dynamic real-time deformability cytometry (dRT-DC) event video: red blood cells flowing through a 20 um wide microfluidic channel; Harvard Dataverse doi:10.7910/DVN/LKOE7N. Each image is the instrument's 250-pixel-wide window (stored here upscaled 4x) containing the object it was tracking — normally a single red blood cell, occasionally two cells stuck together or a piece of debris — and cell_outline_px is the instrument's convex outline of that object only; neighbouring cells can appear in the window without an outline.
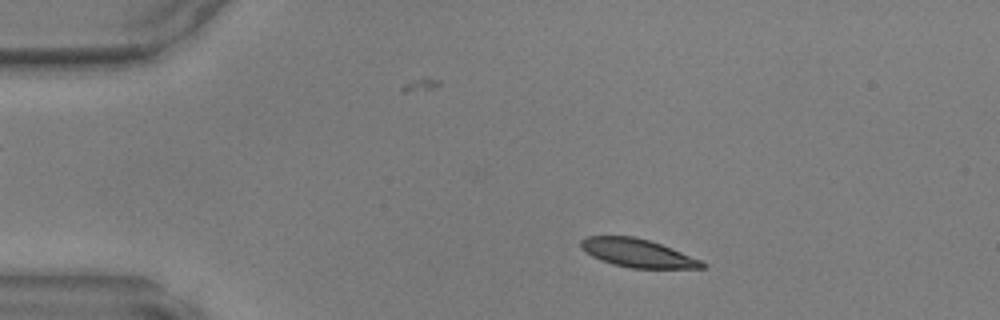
{"species": "common noctule bat (a hibernating species)", "species_latin": "Nyctalus noctula", "temperature_condition": "warm", "stored_images_in_passage": 46, "camera_frame_rate_fps": 3000, "um_per_image_px": 0.085, "animal": {"sex": "male", "body_mass_g": 17.9, "forearm_length_mm": 54.2}, "frame": {"image": 1, "passage_image": 6, "time_ms": 1.667, "image_size_px": [1000, 320], "cell_outline_px": [[708, 264], [704, 268], [632, 268], [612, 264], [600, 260], [584, 252], [580, 248], [580, 240], [584, 236], [632, 236], [648, 240], [672, 248], [704, 260]], "centroid_in_image_um": [54.2, 21.51], "position_along_channel_um": 30.8, "area_um2": 20.23}}
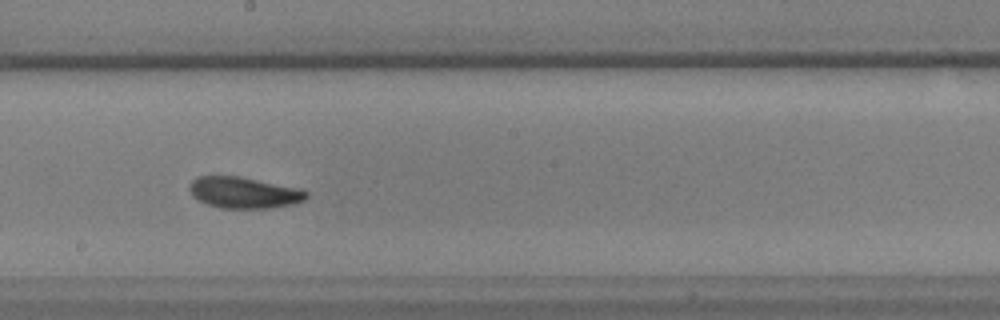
{"frame": {"image": 2, "passage_image": 24, "time_ms": 7.667, "image_size_px": [1000, 320], "cell_outline_px": [[308, 196], [304, 200], [296, 204], [272, 208], [220, 208], [208, 204], [192, 196], [188, 188], [192, 180], [196, 176], [240, 176], [300, 188], [308, 192]], "centroid_in_image_um": [20.76, 16.37], "position_along_channel_um": 227.4, "area_um2": 21.5}}
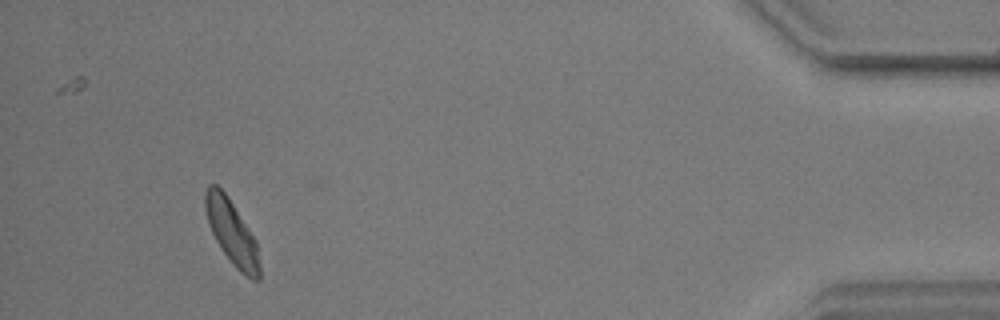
{"frame": {"image": 3, "passage_image": 42, "time_ms": 13.667, "image_size_px": [1000, 320], "cell_outline_px": [[260, 280], [252, 280], [240, 272], [232, 264], [216, 240], [208, 224], [204, 208], [204, 192], [208, 184], [216, 184], [224, 192], [256, 240], [260, 268]], "centroid_in_image_um": [19.68, 19.76], "position_along_channel_um": 415.5, "area_um2": 20.17}}